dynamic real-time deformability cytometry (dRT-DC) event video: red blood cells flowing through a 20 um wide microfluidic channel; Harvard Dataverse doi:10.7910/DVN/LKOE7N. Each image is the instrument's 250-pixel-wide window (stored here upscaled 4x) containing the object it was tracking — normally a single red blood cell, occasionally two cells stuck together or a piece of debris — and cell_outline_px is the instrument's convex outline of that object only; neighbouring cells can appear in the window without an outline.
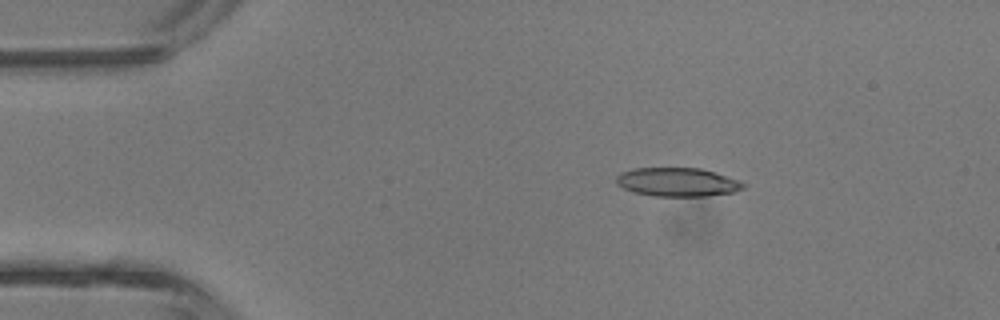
{"species": "common noctule bat (a hibernating species)", "species_latin": "Nyctalus noctula", "temperature_condition": "room temperature", "stored_images_in_passage": 4, "camera_frame_rate_fps": 3000, "um_per_image_px": 0.085, "animal": {"sex": "male", "body_mass_g": 13.3}, "frame": {"image": 1, "passage_image": 2, "time_ms": 1.0, "image_size_px": [1000, 320], "cell_outline_px": [[744, 188], [732, 192], [704, 196], [652, 196], [632, 192], [616, 184], [616, 176], [620, 172], [632, 168], [700, 168], [740, 180], [744, 184]], "centroid_in_image_um": [57.53, 15.47], "position_along_channel_um": 27.5, "area_um2": 21.27}}
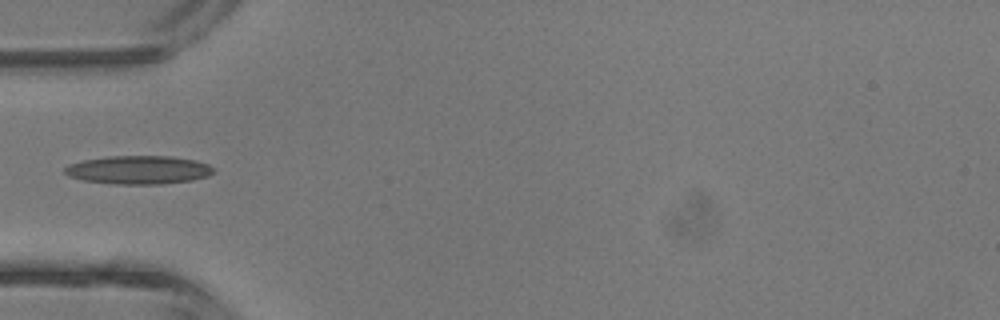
{"frame": {"image": 2, "passage_image": 4, "time_ms": 3.333, "image_size_px": [1000, 320], "cell_outline_px": [[216, 172], [208, 176], [192, 180], [164, 184], [116, 184], [84, 180], [68, 176], [64, 172], [64, 168], [68, 164], [84, 160], [108, 156], [172, 156], [196, 160], [208, 164]], "centroid_in_image_um": [11.8, 14.44], "position_along_channel_um": 73.2, "area_um2": 24.74}}